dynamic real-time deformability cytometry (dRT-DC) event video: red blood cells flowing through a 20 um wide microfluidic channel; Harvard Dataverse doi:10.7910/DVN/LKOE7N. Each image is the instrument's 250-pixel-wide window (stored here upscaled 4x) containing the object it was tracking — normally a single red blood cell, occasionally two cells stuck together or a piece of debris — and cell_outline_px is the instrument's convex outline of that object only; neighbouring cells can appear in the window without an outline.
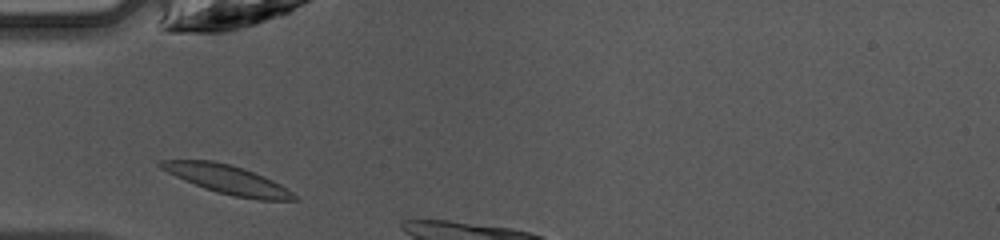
{"species": "common noctule bat (a hibernating species)", "species_latin": "Nyctalus noctula", "temperature_condition": "warm", "stored_images_in_passage": 4, "camera_frame_rate_fps": 3000, "um_per_image_px": 0.085, "animal": {"sex": "female", "body_mass_g": 10.0, "forearm_length_mm": 53.1}, "frame": {"image": 1, "passage_image": 1, "time_ms": 0.0, "image_size_px": [1000, 240], "cell_outline_px": [[300, 200], [256, 200], [232, 196], [216, 192], [204, 188], [184, 180], [160, 168], [156, 164], [160, 160], [212, 160], [244, 168], [272, 180], [280, 184], [292, 192]], "centroid_in_image_um": [19.32, 15.26], "position_along_channel_um": 65.7, "area_um2": 22.31}}